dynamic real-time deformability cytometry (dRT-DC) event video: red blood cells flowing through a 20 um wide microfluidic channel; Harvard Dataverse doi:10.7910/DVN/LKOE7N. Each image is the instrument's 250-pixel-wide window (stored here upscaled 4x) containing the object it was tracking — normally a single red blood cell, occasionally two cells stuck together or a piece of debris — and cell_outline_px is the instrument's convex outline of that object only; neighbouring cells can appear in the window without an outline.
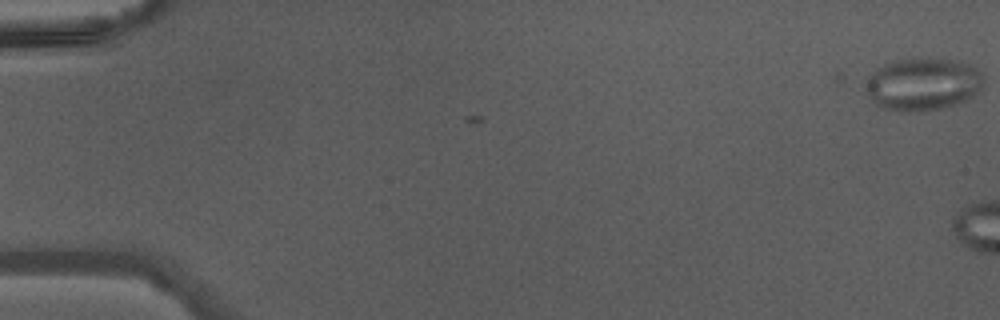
{"species": "Egyptian fruit bat (a non-hibernating species)", "species_latin": "Rousettus aegyptiacus", "temperature_condition": "warm", "stored_images_in_passage": 2, "camera_frame_rate_fps": 3000, "um_per_image_px": 0.085, "animal": {"sex": "male"}, "frame": {"image": 1, "passage_image": 2, "time_ms": 0.333, "image_size_px": [1000, 320], "cell_outline_px": [[984, 84], [980, 92], [956, 104], [940, 108], [912, 112], [900, 112], [880, 108], [872, 104], [864, 88], [868, 76], [876, 68], [884, 64], [896, 60], [948, 60], [968, 64], [980, 72], [984, 76]], "centroid_in_image_um": [78.38, 7.2], "position_along_channel_um": 6.6, "area_um2": 36.07}}